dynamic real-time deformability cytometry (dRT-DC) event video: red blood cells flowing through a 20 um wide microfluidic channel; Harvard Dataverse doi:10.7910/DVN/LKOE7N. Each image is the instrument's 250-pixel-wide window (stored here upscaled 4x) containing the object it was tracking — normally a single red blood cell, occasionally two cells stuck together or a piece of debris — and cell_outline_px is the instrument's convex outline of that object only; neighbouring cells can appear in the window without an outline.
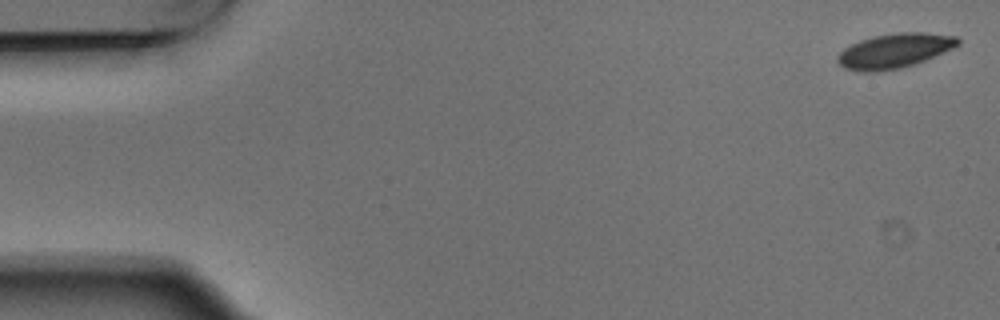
{"species": "Egyptian fruit bat (a non-hibernating species)", "species_latin": "Rousettus aegyptiacus", "temperature_condition": "warm", "stored_images_in_passage": 5, "camera_frame_rate_fps": 3000, "um_per_image_px": 0.085, "animal": {"sex": "male"}, "frame": {"image": 1, "passage_image": 1, "time_ms": 0.0, "image_size_px": [1000, 320], "cell_outline_px": [[960, 44], [944, 52], [916, 64], [900, 68], [876, 72], [860, 72], [844, 68], [836, 60], [836, 56], [844, 48], [860, 40], [872, 36], [900, 32], [924, 32], [956, 36], [960, 40]], "centroid_in_image_um": [76.01, 4.32], "position_along_channel_um": 9.0, "area_um2": 24.39}}
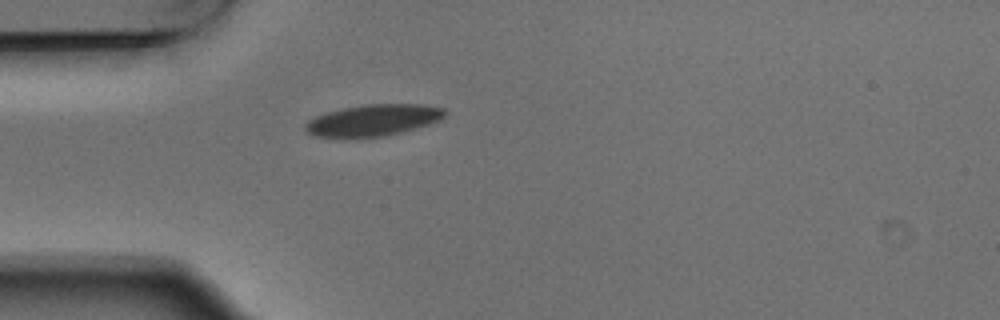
{"frame": {"image": 2, "passage_image": 5, "time_ms": 1.333, "image_size_px": [1000, 320], "cell_outline_px": [[448, 112], [440, 120], [416, 128], [384, 136], [344, 140], [316, 136], [308, 132], [304, 128], [304, 124], [308, 120], [316, 116], [328, 112], [344, 108], [364, 104], [424, 104], [444, 108]], "centroid_in_image_um": [31.69, 10.24], "position_along_channel_um": 53.3, "area_um2": 26.18}}